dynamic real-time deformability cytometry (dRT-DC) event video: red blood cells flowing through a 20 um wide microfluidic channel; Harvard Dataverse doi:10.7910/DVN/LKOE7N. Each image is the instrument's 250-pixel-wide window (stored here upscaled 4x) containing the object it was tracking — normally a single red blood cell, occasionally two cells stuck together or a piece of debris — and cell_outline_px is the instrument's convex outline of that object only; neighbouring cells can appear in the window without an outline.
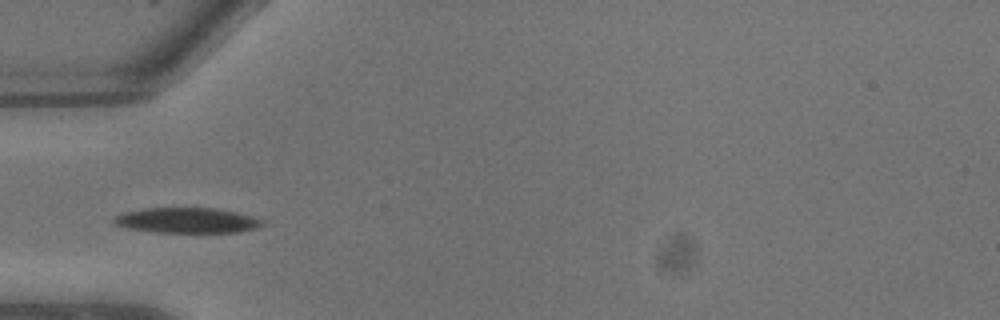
{"species": "common noctule bat (a hibernating species)", "species_latin": "Nyctalus noctula", "temperature_condition": "warm", "stored_images_in_passage": 8, "camera_frame_rate_fps": 3000, "um_per_image_px": 0.085, "animal": {"sex": "male", "body_mass_g": 13.3}, "frame": {"image": 1, "passage_image": 7, "time_ms": 2.0, "image_size_px": [1000, 320], "cell_outline_px": [[264, 224], [256, 228], [240, 232], [152, 232], [128, 228], [116, 224], [112, 220], [112, 216], [124, 212], [144, 208], [216, 208], [236, 212], [264, 220]], "centroid_in_image_um": [15.87, 18.73], "position_along_channel_um": 69.1, "area_um2": 21.91}}